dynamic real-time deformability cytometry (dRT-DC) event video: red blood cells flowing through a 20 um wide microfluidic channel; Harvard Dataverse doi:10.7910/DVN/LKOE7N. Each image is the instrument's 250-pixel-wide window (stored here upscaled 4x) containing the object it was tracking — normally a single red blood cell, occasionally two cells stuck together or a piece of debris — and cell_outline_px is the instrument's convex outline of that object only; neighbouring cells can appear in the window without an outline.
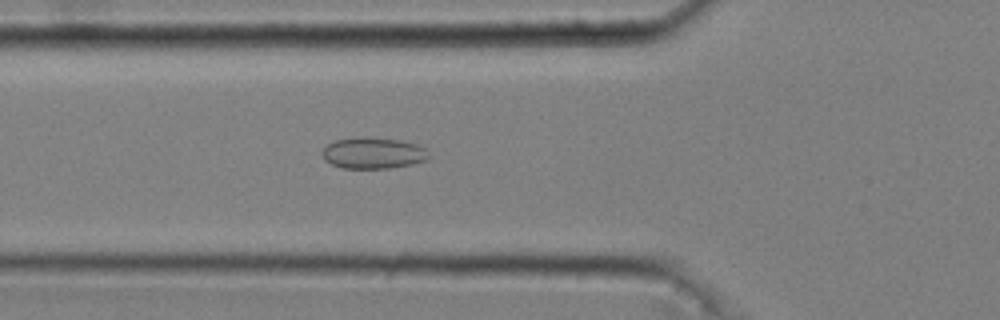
{"species": "common noctule bat (a hibernating species)", "species_latin": "Nyctalus noctula", "temperature_condition": "cold", "stored_images_in_passage": 49, "camera_frame_rate_fps": 3000, "um_per_image_px": 0.085, "animal": {"sex": "male", "body_mass_g": 20.4}, "frame": {"image": 1, "passage_image": 16, "time_ms": 5.0, "image_size_px": [1000, 320], "cell_outline_px": [[432, 156], [424, 160], [412, 164], [388, 168], [340, 168], [324, 160], [320, 152], [328, 144], [336, 140], [364, 136], [368, 136], [400, 140], [416, 144], [428, 148]], "centroid_in_image_um": [31.74, 13.0], "position_along_channel_um": 94.1, "area_um2": 19.71}}
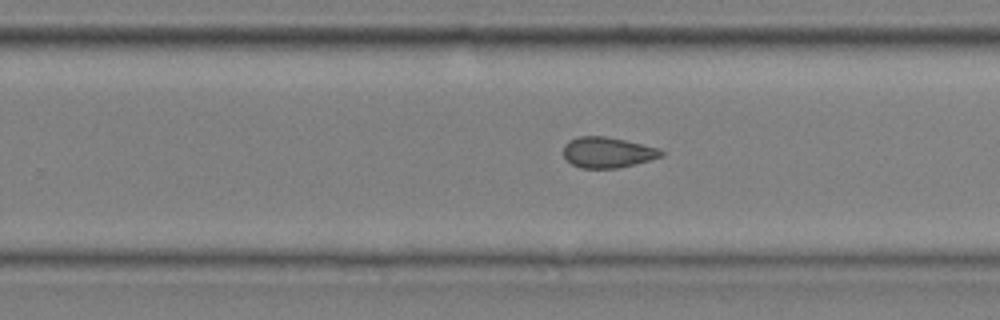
{"frame": {"image": 2, "passage_image": 31, "time_ms": 10.0, "image_size_px": [1000, 320], "cell_outline_px": [[664, 156], [616, 168], [580, 168], [564, 160], [564, 144], [568, 140], [580, 136], [604, 136], [624, 140], [660, 148], [664, 152]], "centroid_in_image_um": [51.61, 12.95], "position_along_channel_um": 278.2, "area_um2": 17.46}}
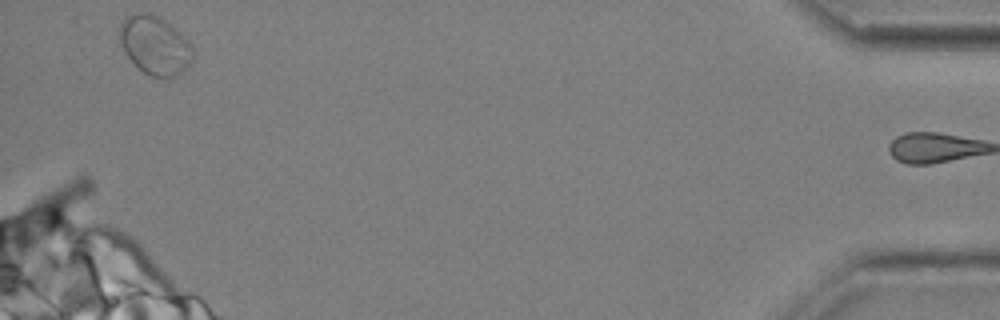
{"frame": {"image": 3, "passage_image": 48, "time_ms": 15.667, "image_size_px": [1000, 320], "cell_outline_px": [[192, 60], [180, 72], [172, 76], [148, 76], [124, 52], [116, 36], [120, 24], [128, 16], [140, 12], [152, 12], [160, 16], [188, 40], [192, 44]], "centroid_in_image_um": [13.11, 3.79], "position_along_channel_um": 422.1, "area_um2": 24.85}, "authors_computed_cell_mechanics": {"area_um2": 19.4208, "velocity_mm_per_s": 3.6765, "shape_relaxation_time_tau1_ms": null, "shape_relaxation_time_tau2_ms": 3.7077, "deformation_change_tau1": null, "deformation_change_tau2": 0.094}}